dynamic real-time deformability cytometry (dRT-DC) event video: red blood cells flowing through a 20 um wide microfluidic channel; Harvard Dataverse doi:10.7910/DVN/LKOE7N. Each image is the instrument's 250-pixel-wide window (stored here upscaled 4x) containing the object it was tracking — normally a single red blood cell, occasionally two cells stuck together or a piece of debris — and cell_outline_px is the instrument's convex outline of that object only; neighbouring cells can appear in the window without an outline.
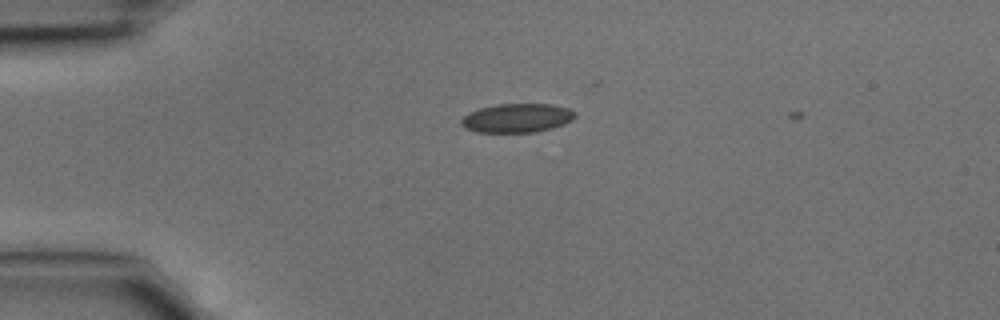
{"species": "common noctule bat (a hibernating species)", "species_latin": "Nyctalus noctula", "temperature_condition": "cold", "stored_images_in_passage": 2, "camera_frame_rate_fps": 3000, "um_per_image_px": 0.085, "animal": {"sex": "male", "body_mass_g": 15.6}, "frame": {"image": 1, "passage_image": 1, "time_ms": 0.0, "image_size_px": [1000, 320], "cell_outline_px": [[576, 116], [572, 120], [564, 124], [552, 128], [536, 132], [476, 132], [464, 128], [460, 124], [460, 120], [464, 116], [480, 108], [496, 104], [552, 104], [568, 108], [576, 112]], "centroid_in_image_um": [43.96, 10.03], "position_along_channel_um": 41.0, "area_um2": 19.25}}